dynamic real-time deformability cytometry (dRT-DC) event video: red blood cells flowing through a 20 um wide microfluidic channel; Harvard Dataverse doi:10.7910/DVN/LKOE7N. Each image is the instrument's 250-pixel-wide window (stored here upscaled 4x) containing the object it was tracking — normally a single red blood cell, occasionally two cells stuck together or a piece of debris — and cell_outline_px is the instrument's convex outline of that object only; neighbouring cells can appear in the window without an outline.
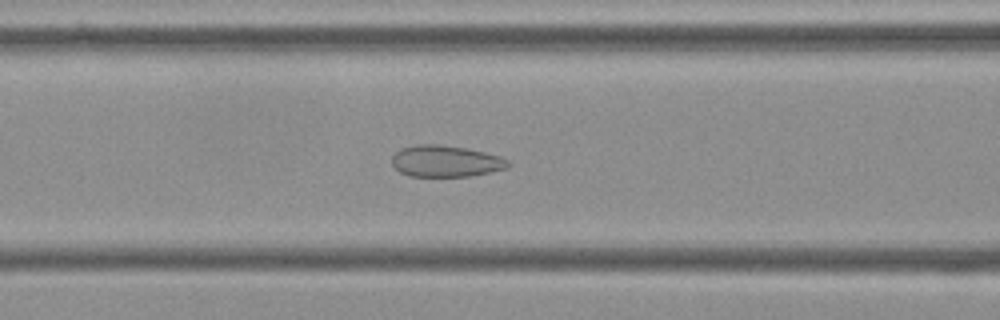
{"species": "Egyptian fruit bat (a non-hibernating species)", "species_latin": "Rousettus aegyptiacus", "temperature_condition": "cold", "stored_images_in_passage": 56, "camera_frame_rate_fps": 3000, "um_per_image_px": 0.085, "frame": {"image": 1, "passage_image": 23, "time_ms": 7.333, "image_size_px": [1000, 320], "cell_outline_px": [[512, 164], [508, 168], [468, 176], [408, 176], [400, 172], [392, 164], [392, 156], [400, 148], [416, 144], [440, 144], [468, 148], [500, 156], [512, 160]], "centroid_in_image_um": [37.91, 13.68], "position_along_channel_um": 128.7, "area_um2": 21.56}}
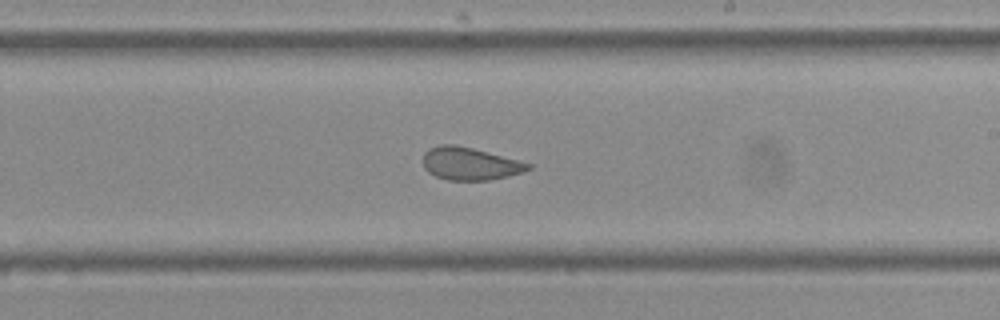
{"frame": {"image": 2, "passage_image": 33, "time_ms": 10.667, "image_size_px": [1000, 320], "cell_outline_px": [[532, 168], [524, 172], [508, 176], [488, 180], [448, 180], [436, 176], [428, 172], [424, 168], [424, 152], [428, 148], [440, 144], [456, 144], [520, 160], [532, 164]], "centroid_in_image_um": [39.96, 13.9], "position_along_channel_um": 249.0, "area_um2": 20.11}}
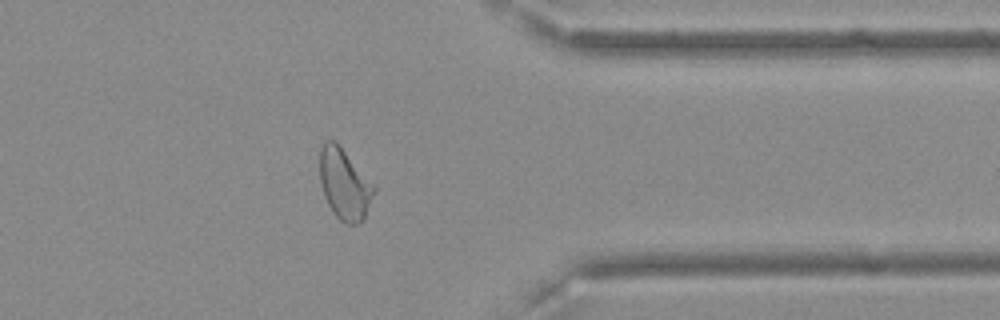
{"frame": {"image": 3, "passage_image": 45, "time_ms": 14.667, "image_size_px": [1000, 320], "cell_outline_px": [[376, 188], [364, 220], [360, 224], [348, 224], [340, 220], [332, 212], [324, 196], [320, 184], [320, 148], [324, 140], [336, 140]], "centroid_in_image_um": [29.26, 15.65], "position_along_channel_um": 382.1, "area_um2": 22.43}, "authors_computed_cell_mechanics": {"area_um2": 22.9755, "velocity_mm_per_s": 3.6127, "shape_relaxation_time_tau1_ms": null, "shape_relaxation_time_tau2_ms": 1.0049, "deformation_change_tau1": null, "deformation_change_tau2": 0.0666}}